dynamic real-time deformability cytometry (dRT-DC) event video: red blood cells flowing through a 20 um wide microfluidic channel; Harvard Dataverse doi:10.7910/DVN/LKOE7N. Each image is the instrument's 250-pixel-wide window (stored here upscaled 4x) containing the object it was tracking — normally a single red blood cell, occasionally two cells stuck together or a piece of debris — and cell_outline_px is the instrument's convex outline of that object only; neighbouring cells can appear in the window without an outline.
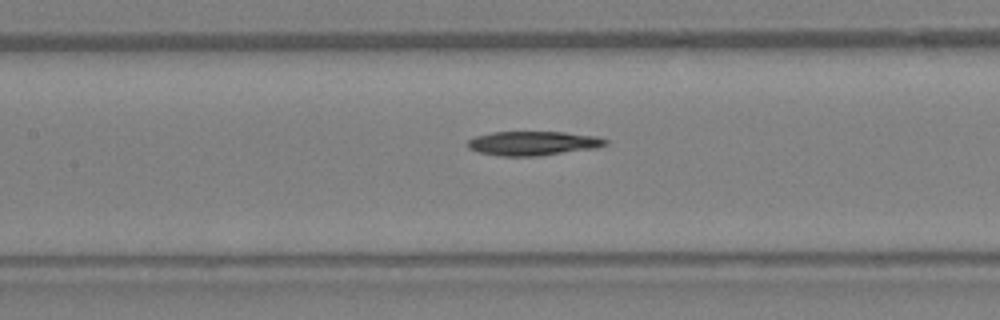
{"species": "Egyptian fruit bat (a non-hibernating species)", "species_latin": "Rousettus aegyptiacus", "temperature_condition": "warm", "stored_images_in_passage": 30, "camera_frame_rate_fps": 3000, "um_per_image_px": 0.085, "animal": {"sex": "female"}, "frame": {"image": 1, "passage_image": 17, "time_ms": 5.333, "image_size_px": [1000, 320], "cell_outline_px": [[608, 144], [596, 148], [540, 156], [500, 156], [476, 152], [468, 148], [468, 140], [476, 136], [492, 132], [564, 132], [596, 136], [608, 140]], "centroid_in_image_um": [45.31, 12.18], "position_along_channel_um": 162.1, "area_um2": 19.54}}
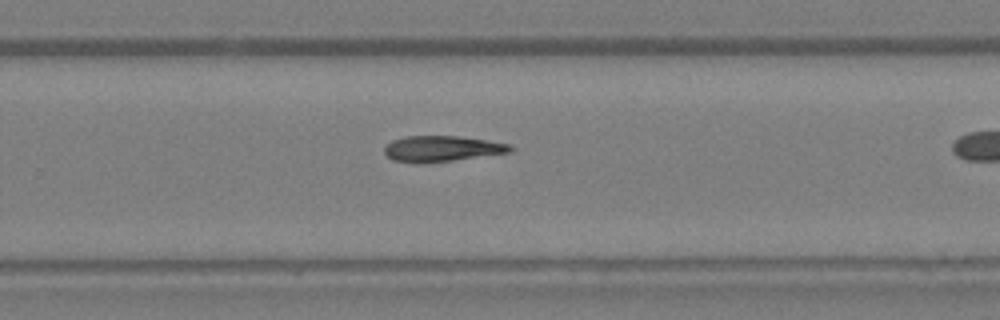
{"frame": {"image": 2, "passage_image": 25, "time_ms": 8.0, "image_size_px": [1000, 320], "cell_outline_px": [[516, 148], [512, 152], [424, 164], [392, 160], [384, 152], [384, 148], [392, 140], [408, 136], [460, 136], [512, 144]], "centroid_in_image_um": [37.61, 12.64], "position_along_channel_um": 292.2, "area_um2": 19.07}}